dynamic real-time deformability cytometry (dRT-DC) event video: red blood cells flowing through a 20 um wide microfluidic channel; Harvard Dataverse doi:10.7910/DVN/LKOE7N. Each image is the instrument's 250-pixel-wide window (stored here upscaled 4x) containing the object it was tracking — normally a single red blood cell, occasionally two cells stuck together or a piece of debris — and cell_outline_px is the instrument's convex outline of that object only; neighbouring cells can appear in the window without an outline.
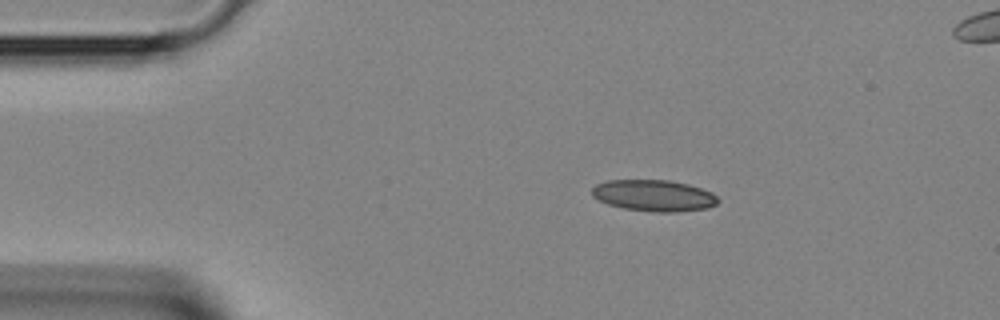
{"species": "Egyptian fruit bat (a non-hibernating species)", "species_latin": "Rousettus aegyptiacus", "temperature_condition": "room temperature", "stored_images_in_passage": 2, "segment_of_instrument_passage": [1, 2], "camera_frame_rate_fps": 3000, "um_per_image_px": 0.085, "animal": {"sex": "female"}, "frame": {"image": 1, "passage_image": 1, "time_ms": 0.0, "image_size_px": [1000, 320], "cell_outline_px": [[720, 200], [716, 204], [708, 208], [676, 212], [652, 212], [624, 208], [608, 204], [592, 196], [592, 188], [596, 184], [608, 180], [668, 180], [688, 184], [712, 192]], "centroid_in_image_um": [55.59, 16.62], "position_along_channel_um": 29.4, "area_um2": 23.06}}